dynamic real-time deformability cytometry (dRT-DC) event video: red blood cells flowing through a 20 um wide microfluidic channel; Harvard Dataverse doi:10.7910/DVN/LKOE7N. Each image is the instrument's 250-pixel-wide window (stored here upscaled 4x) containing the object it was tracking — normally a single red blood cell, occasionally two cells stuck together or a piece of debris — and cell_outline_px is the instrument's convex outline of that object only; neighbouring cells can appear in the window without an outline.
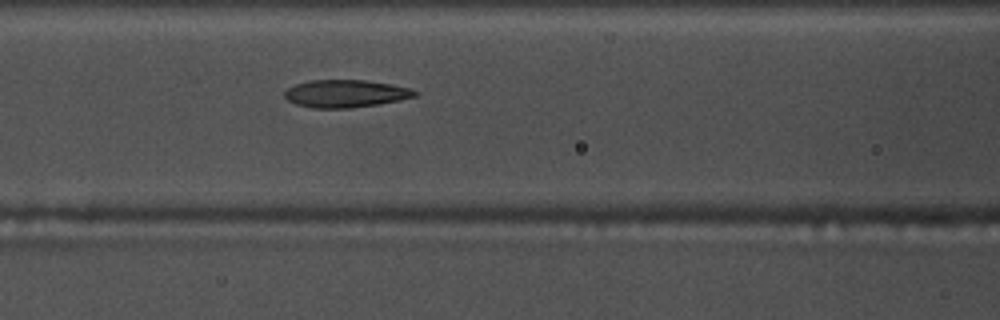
{"species": "common noctule bat (a hibernating species)", "species_latin": "Nyctalus noctula", "temperature_condition": "warm", "stored_images_in_passage": 40, "camera_frame_rate_fps": 3000, "um_per_image_px": 0.085, "animal": {"sex": "male", "body_mass_g": 17.5, "forearm_length_mm": 52.3}, "frame": {"image": 1, "passage_image": 9, "time_ms": 2.667, "image_size_px": [1000, 320], "cell_outline_px": [[420, 92], [416, 96], [400, 100], [376, 104], [348, 108], [312, 108], [296, 104], [288, 100], [284, 96], [284, 92], [288, 88], [296, 84], [308, 80], [368, 80], [392, 84], [408, 88]], "centroid_in_image_um": [29.37, 7.95], "position_along_channel_um": 137.2, "area_um2": 20.92}}
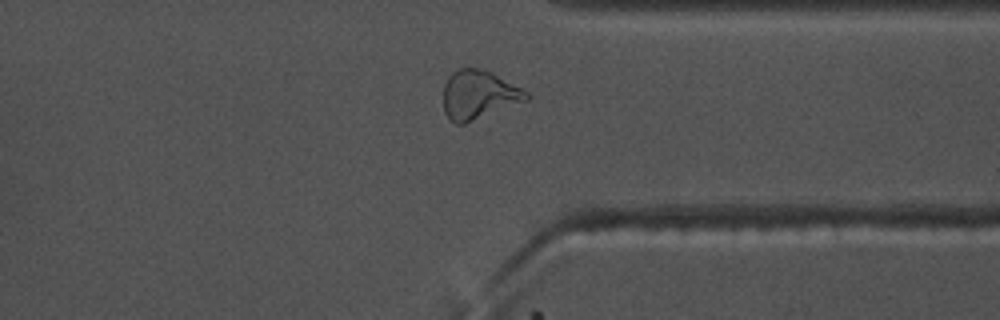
{"frame": {"image": 2, "passage_image": 28, "time_ms": 9.0, "image_size_px": [1000, 320], "cell_outline_px": [[532, 96], [528, 100], [464, 124], [456, 124], [444, 112], [444, 84], [448, 76], [452, 72], [460, 68], [480, 68], [492, 72], [524, 88]], "centroid_in_image_um": [40.73, 8.04], "position_along_channel_um": 370.7, "area_um2": 23.81}}
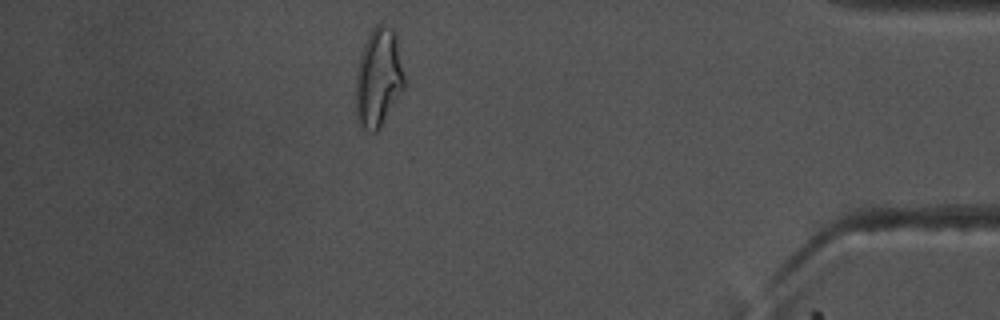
{"frame": {"image": 3, "passage_image": 34, "time_ms": 11.0, "image_size_px": [1000, 320], "cell_outline_px": [[404, 88], [380, 128], [376, 132], [372, 132], [364, 128], [356, 120], [356, 72], [360, 56], [364, 44], [372, 28], [376, 24], [384, 24], [392, 28], [396, 32], [404, 76]], "centroid_in_image_um": [32.17, 6.59], "position_along_channel_um": 403.0, "area_um2": 27.98}, "authors_computed_cell_mechanics": {"area_um2": 21.5305, "velocity_mm_per_s": 3.7186, "shape_relaxation_time_tau1_ms": 8.5398, "shape_relaxation_time_tau2_ms": 2.3933, "deformation_change_tau1": 0.2556, "deformation_change_tau2": 0.1145}}